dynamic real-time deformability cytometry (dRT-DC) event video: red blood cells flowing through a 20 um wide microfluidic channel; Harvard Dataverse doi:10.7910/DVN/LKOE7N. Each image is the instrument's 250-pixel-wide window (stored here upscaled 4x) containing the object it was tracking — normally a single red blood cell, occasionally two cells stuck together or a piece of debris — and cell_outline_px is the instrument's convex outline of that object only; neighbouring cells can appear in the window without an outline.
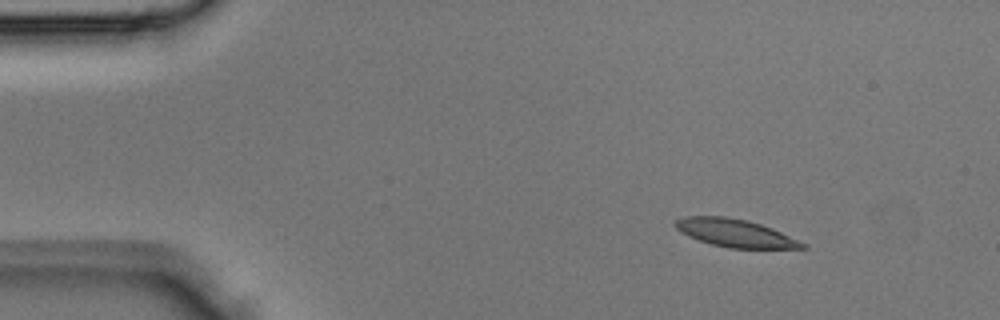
{"species": "Egyptian fruit bat (a non-hibernating species)", "species_latin": "Rousettus aegyptiacus", "temperature_condition": "room temperature", "stored_images_in_passage": 5, "camera_frame_rate_fps": 3000, "um_per_image_px": 0.085, "animal": {"sex": "male"}, "frame": {"image": 1, "passage_image": 2, "time_ms": 0.333, "image_size_px": [1000, 320], "cell_outline_px": [[808, 248], [728, 248], [712, 244], [688, 236], [680, 232], [672, 224], [676, 220], [684, 216], [724, 216], [748, 220], [772, 228], [808, 244]], "centroid_in_image_um": [62.48, 19.8], "position_along_channel_um": 22.5, "area_um2": 20.63}}
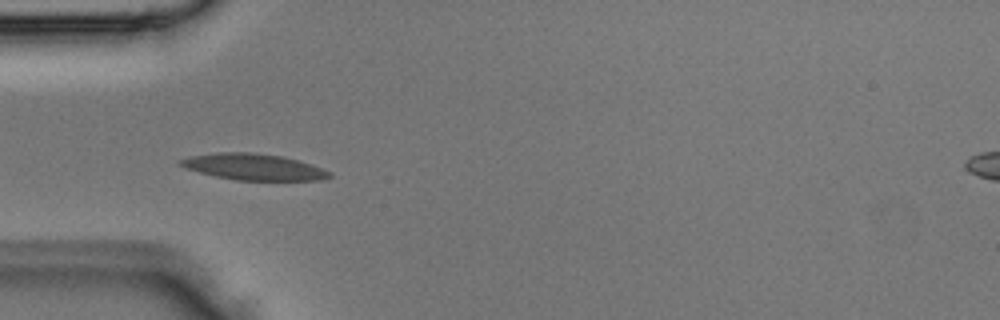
{"frame": {"image": 2, "passage_image": 4, "time_ms": 1.0, "image_size_px": [1000, 320], "cell_outline_px": [[332, 176], [324, 180], [236, 180], [216, 176], [200, 172], [176, 164], [180, 160], [192, 156], [220, 152], [248, 152], [280, 156], [296, 160], [332, 172]], "centroid_in_image_um": [21.56, 14.19], "position_along_channel_um": 63.4, "area_um2": 22.37}}